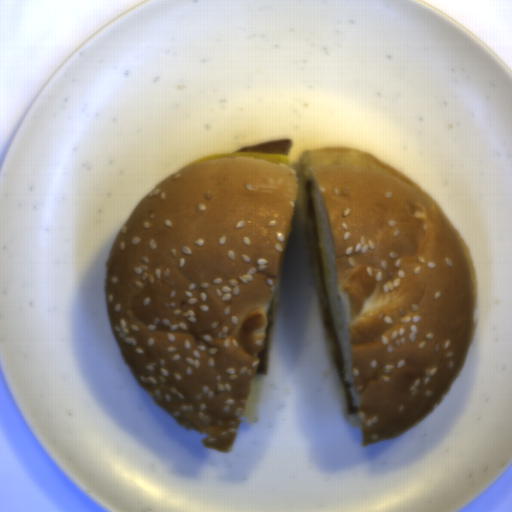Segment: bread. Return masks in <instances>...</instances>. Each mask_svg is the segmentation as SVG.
<instances>
[{"mask_svg":"<svg viewBox=\"0 0 512 512\" xmlns=\"http://www.w3.org/2000/svg\"><path fill=\"white\" fill-rule=\"evenodd\" d=\"M297 170L204 159L169 174L109 254L107 313L134 376L205 446L259 420L256 374L296 202Z\"/></svg>","mask_w":512,"mask_h":512,"instance_id":"bread-1","label":"bread"},{"mask_svg":"<svg viewBox=\"0 0 512 512\" xmlns=\"http://www.w3.org/2000/svg\"><path fill=\"white\" fill-rule=\"evenodd\" d=\"M334 252L362 444L422 424L465 364L477 329L470 251L426 191L354 148L309 149Z\"/></svg>","mask_w":512,"mask_h":512,"instance_id":"bread-2","label":"bread"}]
</instances>
